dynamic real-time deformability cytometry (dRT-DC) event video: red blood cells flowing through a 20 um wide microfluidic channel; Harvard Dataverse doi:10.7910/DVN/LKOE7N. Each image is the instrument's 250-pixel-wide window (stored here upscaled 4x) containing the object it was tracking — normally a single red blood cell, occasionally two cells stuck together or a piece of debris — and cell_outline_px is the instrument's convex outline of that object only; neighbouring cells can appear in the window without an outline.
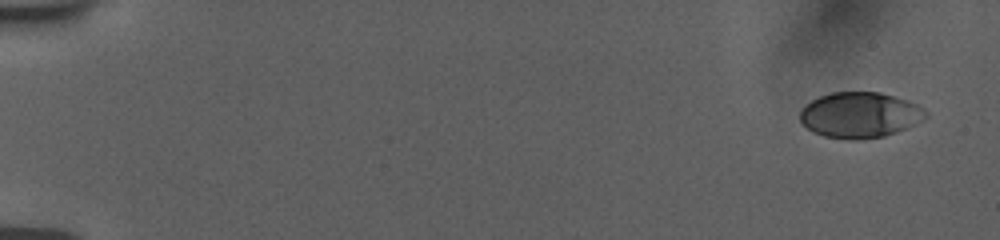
{"species": "human", "species_latin": "Homo sapiens", "temperature_condition": "room temperature", "stored_images_in_passage": 54, "camera_frame_rate_fps": 3000, "um_per_image_px": 0.085, "donor": {"sex": "female"}, "frame": {"image": 1, "passage_image": 1, "time_ms": 0.0, "image_size_px": [1000, 240], "cell_outline_px": [[928, 116], [924, 120], [908, 128], [884, 136], [864, 140], [848, 140], [824, 136], [812, 132], [800, 120], [800, 112], [812, 100], [820, 96], [832, 92], [880, 92], [908, 100], [924, 108], [928, 112]], "centroid_in_image_um": [73.14, 9.79], "position_along_channel_um": 11.9, "area_um2": 33.7}}
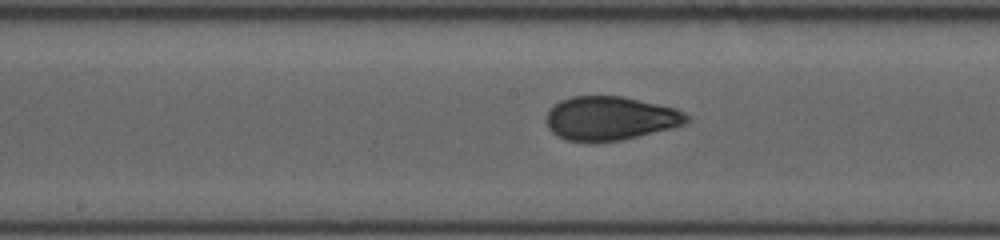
{"frame": {"image": 2, "passage_image": 29, "time_ms": 9.333, "image_size_px": [1000, 240], "cell_outline_px": [[692, 120], [684, 124], [672, 128], [620, 140], [568, 140], [552, 132], [548, 128], [548, 112], [560, 100], [572, 96], [624, 96], [676, 108], [692, 116]], "centroid_in_image_um": [51.96, 10.03], "position_along_channel_um": 196.2, "area_um2": 35.37}}
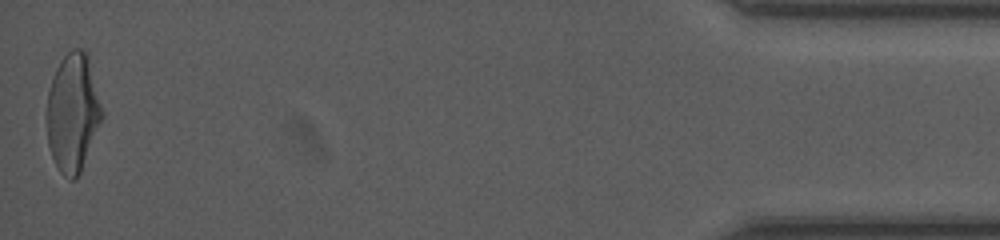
{"frame": {"image": 3, "passage_image": 54, "time_ms": 17.667, "image_size_px": [1000, 240], "cell_outline_px": [[104, 116], [80, 172], [72, 180], [64, 176], [60, 172], [52, 156], [48, 144], [44, 116], [48, 92], [56, 68], [60, 60], [72, 48], [80, 48], [88, 52], [104, 112]], "centroid_in_image_um": [6.18, 9.53], "position_along_channel_um": 429.0, "area_um2": 38.73}, "authors_computed_cell_mechanics": {"area_um2": 35.5759, "velocity_mm_per_s": 3.7638, "shape_relaxation_time_tau1_ms": 6.1412, "shape_relaxation_time_tau2_ms": 1.0282, "deformation_change_tau1": 0.2087, "deformation_change_tau2": 0.0678}}